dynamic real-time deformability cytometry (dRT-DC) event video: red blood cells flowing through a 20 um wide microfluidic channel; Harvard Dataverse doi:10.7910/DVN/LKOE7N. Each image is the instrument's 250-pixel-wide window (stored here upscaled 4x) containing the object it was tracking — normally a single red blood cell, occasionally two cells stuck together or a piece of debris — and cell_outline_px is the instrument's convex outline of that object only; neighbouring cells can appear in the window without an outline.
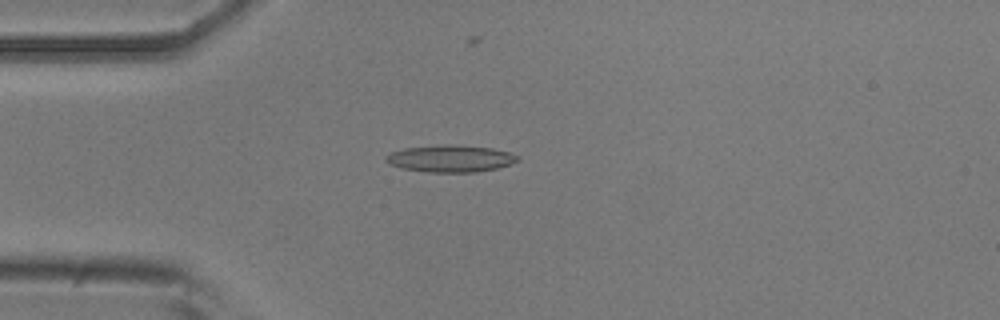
{"species": "common noctule bat (a hibernating species)", "species_latin": "Nyctalus noctula", "temperature_condition": "room temperature", "stored_images_in_passage": 39, "camera_frame_rate_fps": 3000, "um_per_image_px": 0.085, "animal": {"sex": "male", "body_mass_g": 20.5, "forearm_length_mm": 52.5}, "frame": {"image": 1, "passage_image": 10, "time_ms": 3.0, "image_size_px": [1000, 320], "cell_outline_px": [[520, 160], [496, 168], [476, 172], [428, 172], [400, 168], [388, 164], [384, 156], [392, 152], [404, 148], [444, 144], [456, 144], [492, 148], [508, 152], [520, 156]], "centroid_in_image_um": [38.27, 13.47], "position_along_channel_um": 46.7, "area_um2": 20.81}}
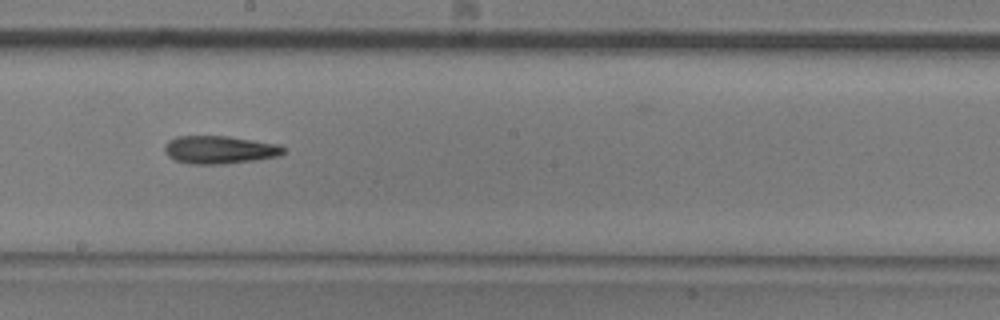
{"frame": {"image": 2, "passage_image": 25, "time_ms": 8.0, "image_size_px": [1000, 320], "cell_outline_px": [[288, 148], [280, 156], [256, 160], [224, 164], [192, 164], [176, 160], [168, 156], [164, 148], [168, 140], [176, 136], [228, 136], [280, 144]], "centroid_in_image_um": [18.72, 12.72], "position_along_channel_um": 229.5, "area_um2": 19.54}}
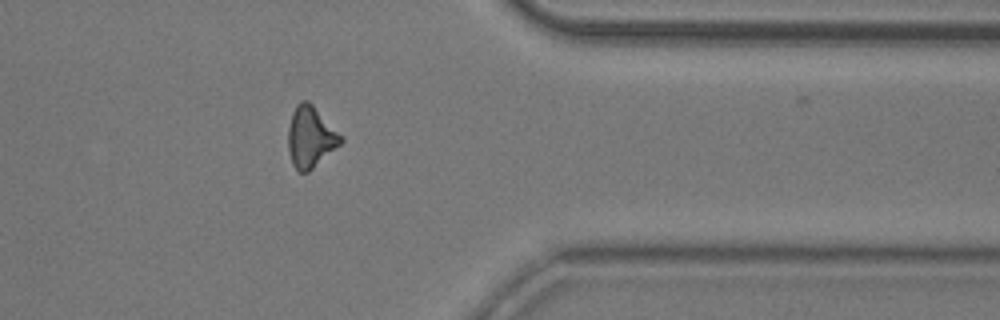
{"frame": {"image": 3, "passage_image": 38, "time_ms": 12.333, "image_size_px": [1000, 320], "cell_outline_px": [[344, 140], [340, 144], [308, 172], [300, 172], [292, 164], [288, 152], [288, 128], [292, 112], [296, 104], [300, 100], [308, 100], [344, 136]], "centroid_in_image_um": [26.39, 11.62], "position_along_channel_um": 385.0, "area_um2": 18.84}}